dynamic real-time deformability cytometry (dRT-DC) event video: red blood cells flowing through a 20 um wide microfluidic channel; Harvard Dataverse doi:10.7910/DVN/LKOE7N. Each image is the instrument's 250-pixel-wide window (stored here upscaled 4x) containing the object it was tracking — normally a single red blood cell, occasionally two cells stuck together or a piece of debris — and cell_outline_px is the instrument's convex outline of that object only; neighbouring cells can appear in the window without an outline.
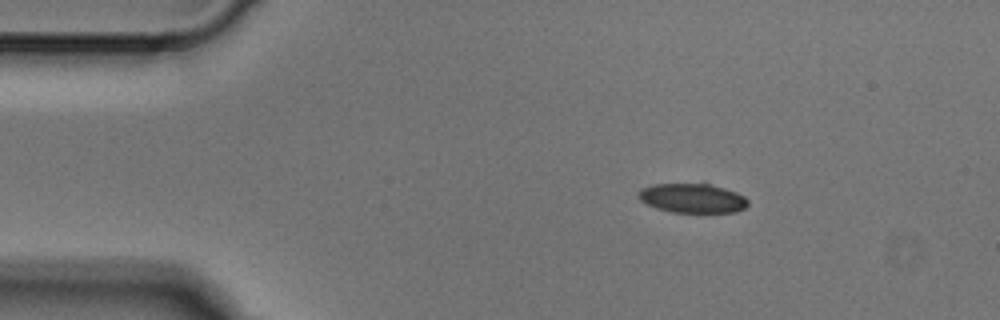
{"species": "Egyptian fruit bat (a non-hibernating species)", "species_latin": "Rousettus aegyptiacus", "temperature_condition": "cold", "stored_images_in_passage": 4, "camera_frame_rate_fps": 3000, "um_per_image_px": 0.085, "animal": {"sex": "male"}, "frame": {"image": 1, "passage_image": 4, "time_ms": 1.0, "image_size_px": [1000, 320], "cell_outline_px": [[748, 204], [744, 208], [736, 212], [672, 212], [656, 208], [640, 200], [640, 188], [652, 184], [708, 184], [724, 188], [736, 192], [744, 196], [748, 200]], "centroid_in_image_um": [58.87, 16.85], "position_along_channel_um": 26.1, "area_um2": 18.5}}